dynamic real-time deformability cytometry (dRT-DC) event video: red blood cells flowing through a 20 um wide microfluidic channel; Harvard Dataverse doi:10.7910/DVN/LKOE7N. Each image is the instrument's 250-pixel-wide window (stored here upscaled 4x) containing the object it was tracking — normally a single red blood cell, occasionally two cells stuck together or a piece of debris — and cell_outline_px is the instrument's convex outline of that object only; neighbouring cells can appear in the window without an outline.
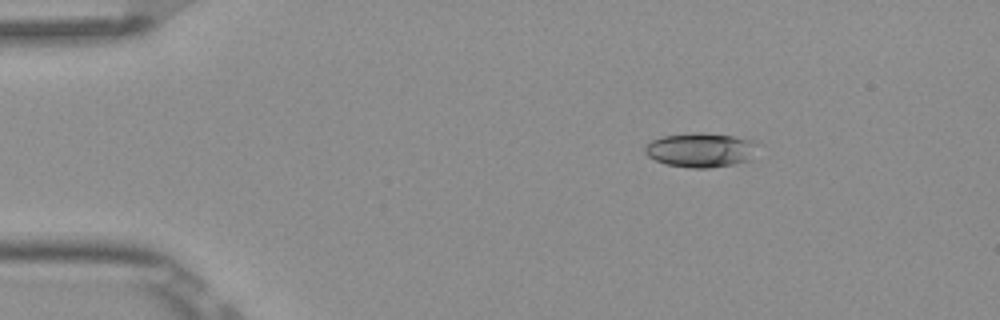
{"species": "Egyptian fruit bat (a non-hibernating species)", "species_latin": "Rousettus aegyptiacus", "temperature_condition": "room temperature", "stored_images_in_passage": 4, "camera_frame_rate_fps": 3000, "um_per_image_px": 0.085, "frame": {"image": 1, "passage_image": 2, "time_ms": 0.333, "image_size_px": [1000, 320], "cell_outline_px": [[764, 144], [752, 160], [732, 164], [708, 168], [688, 168], [668, 164], [656, 160], [648, 156], [644, 152], [644, 148], [652, 140], [664, 136], [692, 132], [704, 132], [732, 136], [752, 140]], "centroid_in_image_um": [59.67, 12.74], "position_along_channel_um": 25.3, "area_um2": 23.06}}